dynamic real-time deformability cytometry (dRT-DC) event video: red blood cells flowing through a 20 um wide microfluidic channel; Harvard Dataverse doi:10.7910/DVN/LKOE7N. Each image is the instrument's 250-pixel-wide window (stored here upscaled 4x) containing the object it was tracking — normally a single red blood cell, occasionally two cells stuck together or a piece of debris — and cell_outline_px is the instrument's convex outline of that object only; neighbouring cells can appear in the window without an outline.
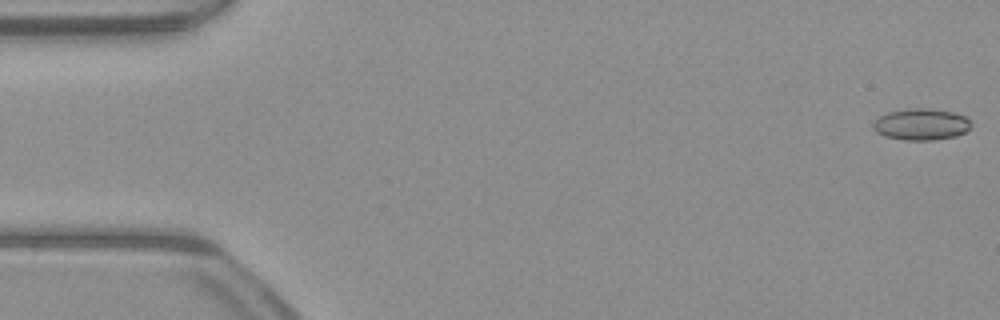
{"species": "common noctule bat (a hibernating species)", "species_latin": "Nyctalus noctula", "temperature_condition": "warm", "stored_images_in_passage": 52, "camera_frame_rate_fps": 3000, "um_per_image_px": 0.085, "animal": {"sex": "male", "body_mass_g": 23.1, "forearm_length_mm": 52.7}, "frame": {"image": 1, "passage_image": 1, "time_ms": 0.0, "image_size_px": [1000, 320], "cell_outline_px": [[972, 128], [956, 136], [932, 140], [904, 140], [884, 136], [876, 132], [872, 128], [872, 124], [880, 116], [888, 112], [908, 108], [924, 108], [952, 112], [964, 116], [972, 124]], "centroid_in_image_um": [78.29, 10.57], "position_along_channel_um": 6.7, "area_um2": 17.98}}
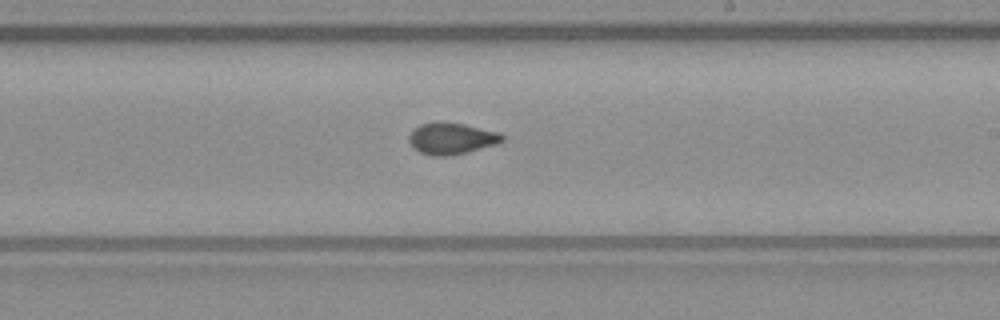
{"frame": {"image": 2, "passage_image": 30, "time_ms": 9.667, "image_size_px": [1000, 320], "cell_outline_px": [[504, 140], [496, 144], [448, 156], [432, 156], [420, 152], [408, 140], [408, 136], [412, 128], [420, 124], [436, 120], [444, 120], [464, 124], [500, 132], [504, 136]], "centroid_in_image_um": [38.34, 11.73], "position_along_channel_um": 250.7, "area_um2": 17.34}}
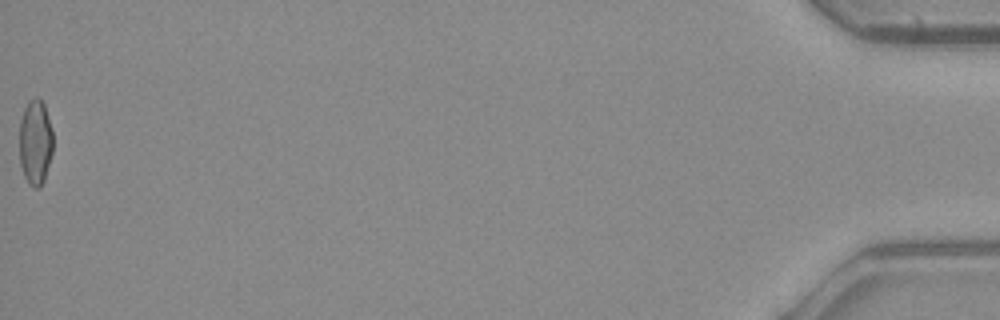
{"frame": {"image": 3, "passage_image": 52, "time_ms": 17.0, "image_size_px": [1000, 320], "cell_outline_px": [[52, 152], [44, 180], [40, 188], [32, 188], [28, 184], [24, 176], [20, 164], [20, 120], [24, 108], [28, 100], [36, 96], [40, 96], [44, 104], [52, 132]], "centroid_in_image_um": [2.99, 12.08], "position_along_channel_um": 432.2, "area_um2": 16.82}, "authors_computed_cell_mechanics": {"area_um2": 17.1666, "velocity_mm_per_s": 4.0157, "shape_relaxation_time_tau1_ms": null, "shape_relaxation_time_tau2_ms": 1.3746, "deformation_change_tau1": null, "deformation_change_tau2": 0.0551}}